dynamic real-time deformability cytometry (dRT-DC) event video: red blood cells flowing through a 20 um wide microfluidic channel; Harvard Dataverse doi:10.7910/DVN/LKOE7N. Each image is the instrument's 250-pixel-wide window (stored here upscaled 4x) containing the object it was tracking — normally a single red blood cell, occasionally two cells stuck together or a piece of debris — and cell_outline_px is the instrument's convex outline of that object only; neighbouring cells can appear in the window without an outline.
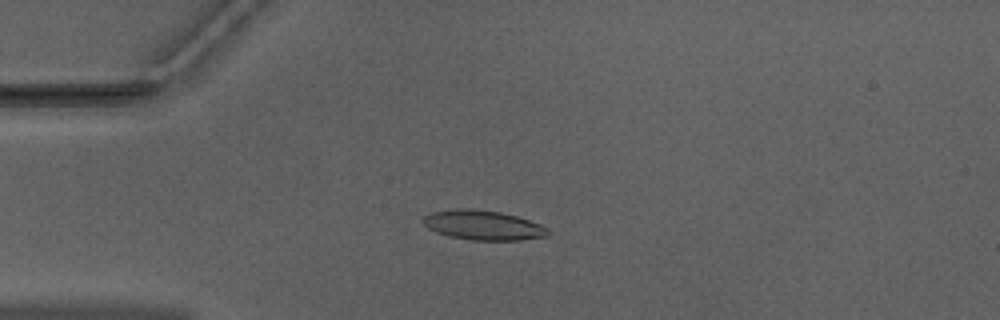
{"species": "Egyptian fruit bat (a non-hibernating species)", "species_latin": "Rousettus aegyptiacus", "temperature_condition": "warm", "stored_images_in_passage": 51, "camera_frame_rate_fps": 3000, "um_per_image_px": 0.085, "animal": {"sex": "male"}, "frame": {"image": 1, "passage_image": 13, "time_ms": 4.0, "image_size_px": [1000, 320], "cell_outline_px": [[548, 236], [520, 240], [472, 240], [448, 236], [436, 232], [428, 228], [420, 220], [424, 216], [432, 212], [456, 208], [472, 208], [500, 212], [516, 216], [540, 224], [548, 228]], "centroid_in_image_um": [41.03, 19.13], "position_along_channel_um": 44.0, "area_um2": 21.62}}
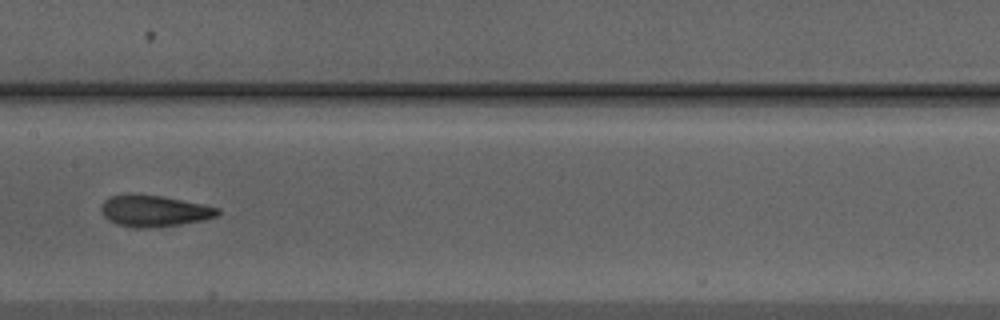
{"frame": {"image": 2, "passage_image": 26, "time_ms": 8.333, "image_size_px": [1000, 320], "cell_outline_px": [[220, 212], [216, 216], [200, 220], [180, 224], [156, 228], [132, 228], [116, 224], [108, 220], [100, 212], [100, 208], [104, 200], [112, 196], [164, 196], [204, 204], [220, 208]], "centroid_in_image_um": [13.11, 17.96], "position_along_channel_um": 194.3, "area_um2": 21.04}}
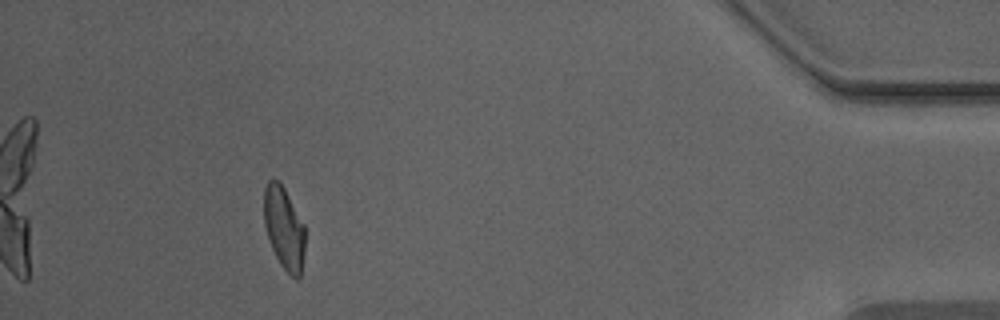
{"frame": {"image": 3, "passage_image": 47, "time_ms": 15.333, "image_size_px": [1000, 320], "cell_outline_px": [[304, 252], [300, 276], [296, 280], [280, 264], [272, 248], [264, 224], [264, 188], [268, 180], [280, 180], [304, 224]], "centroid_in_image_um": [24.14, 19.36], "position_along_channel_um": 411.1, "area_um2": 19.59}, "authors_computed_cell_mechanics": {"area_um2": 20.808, "velocity_mm_per_s": 3.971, "shape_relaxation_time_tau1_ms": null, "shape_relaxation_time_tau2_ms": 1.7482, "deformation_change_tau1": null, "deformation_change_tau2": 0.0967}}